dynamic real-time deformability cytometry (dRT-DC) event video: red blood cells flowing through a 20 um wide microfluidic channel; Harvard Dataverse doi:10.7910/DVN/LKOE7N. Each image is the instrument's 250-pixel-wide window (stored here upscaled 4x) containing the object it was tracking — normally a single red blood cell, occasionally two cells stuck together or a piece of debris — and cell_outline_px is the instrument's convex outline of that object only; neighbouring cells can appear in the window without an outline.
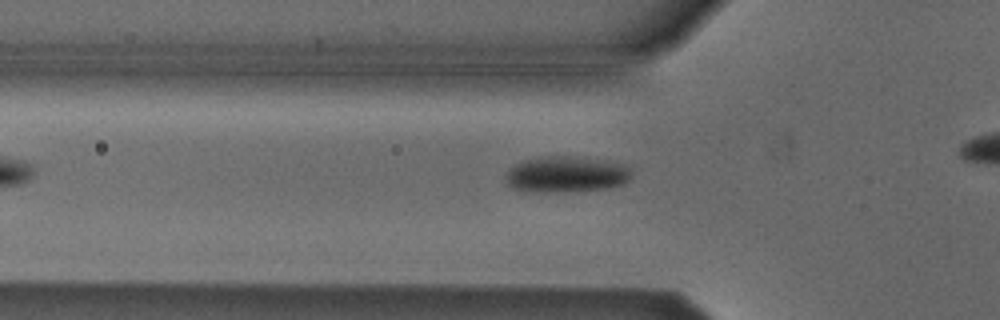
{"species": "Egyptian fruit bat (a non-hibernating species)", "species_latin": "Rousettus aegyptiacus", "temperature_condition": "cold", "stored_images_in_passage": 28, "camera_frame_rate_fps": 3000, "um_per_image_px": 0.085, "animal": {"sex": "male"}, "frame": {"image": 1, "passage_image": 2, "time_ms": 0.333, "image_size_px": [1000, 320], "cell_outline_px": [[632, 176], [624, 184], [608, 188], [556, 192], [528, 192], [512, 188], [508, 184], [504, 176], [516, 164], [524, 160], [540, 156], [568, 156], [604, 160], [628, 164], [632, 168]], "centroid_in_image_um": [48.17, 14.82], "position_along_channel_um": 77.6, "area_um2": 26.76}}
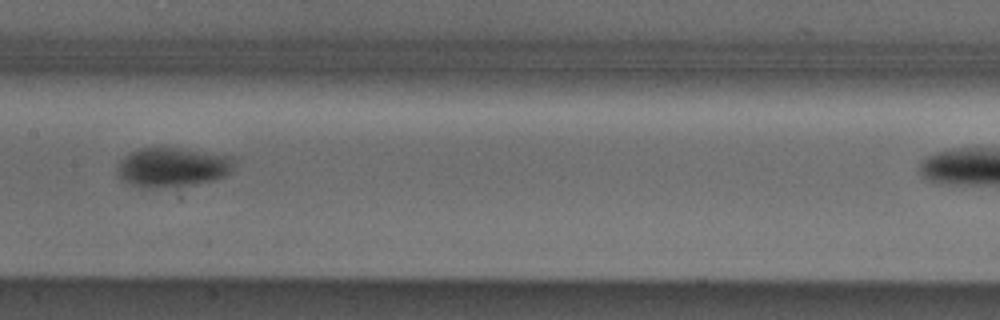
{"frame": {"image": 2, "passage_image": 11, "time_ms": 3.333, "image_size_px": [1000, 320], "cell_outline_px": [[236, 160], [232, 168], [224, 176], [216, 180], [180, 188], [140, 188], [120, 180], [116, 172], [120, 160], [124, 156], [140, 148], [176, 148], [236, 156]], "centroid_in_image_um": [14.66, 14.25], "position_along_channel_um": 192.7, "area_um2": 27.51}}
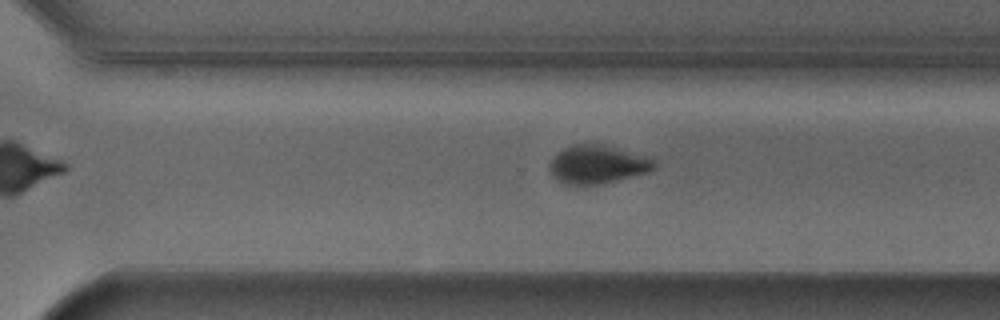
{"frame": {"image": 3, "passage_image": 21, "time_ms": 6.667, "image_size_px": [1000, 320], "cell_outline_px": [[656, 168], [648, 172], [600, 184], [568, 184], [556, 180], [552, 176], [548, 168], [552, 160], [564, 148], [572, 144], [604, 144], [652, 156], [656, 164]], "centroid_in_image_um": [50.84, 13.96], "position_along_channel_um": 319.8, "area_um2": 23.52}}